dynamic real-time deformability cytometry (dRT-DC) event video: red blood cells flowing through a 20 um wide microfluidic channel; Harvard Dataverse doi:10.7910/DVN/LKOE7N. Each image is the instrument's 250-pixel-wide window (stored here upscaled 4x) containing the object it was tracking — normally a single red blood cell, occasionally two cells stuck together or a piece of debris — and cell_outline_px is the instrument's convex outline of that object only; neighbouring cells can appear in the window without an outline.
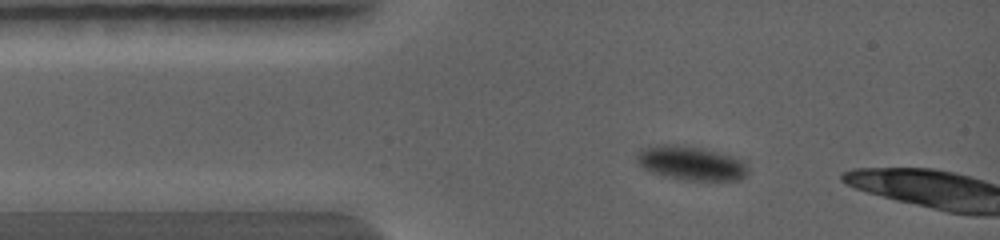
{"species": "common noctule bat (a hibernating species)", "species_latin": "Nyctalus noctula", "temperature_condition": "warm", "stored_images_in_passage": 22, "camera_frame_rate_fps": 5000, "um_per_image_px": 0.085, "animal": {"sex": "female", "body_mass_g": 19.0, "forearm_length_mm": 56.7}, "frame": {"image": 1, "passage_image": 1, "time_ms": 0.0, "image_size_px": [1000, 240], "cell_outline_px": [[740, 176], [736, 180], [684, 180], [664, 176], [652, 172], [644, 168], [640, 164], [640, 160], [644, 156], [652, 152], [692, 152], [724, 160], [740, 168]], "centroid_in_image_um": [58.63, 14.15], "position_along_channel_um": 26.4, "area_um2": 15.78}}
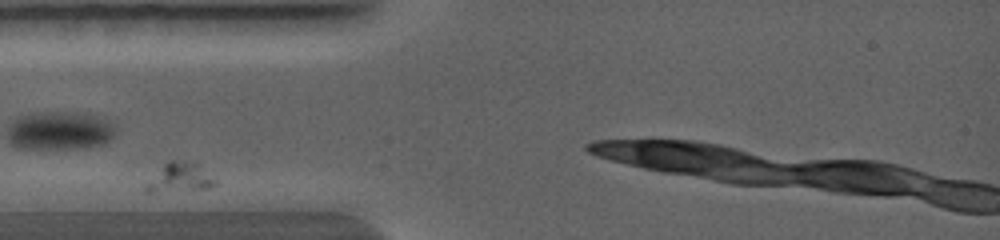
{"frame": {"image": 2, "passage_image": 4, "time_ms": 1.6, "image_size_px": [1000, 240], "cell_outline_px": [[216, 184], [208, 188], [152, 196], [148, 196], [144, 192], [144, 184], [168, 160], [184, 160], [192, 164], [216, 180]], "centroid_in_image_um": [15.09, 15.22], "position_along_channel_um": 69.9, "area_um2": 12.2}}
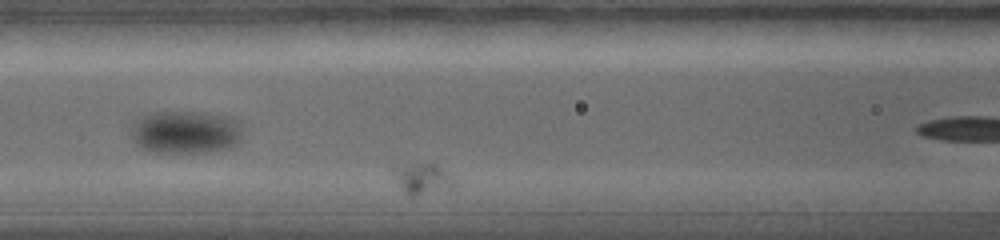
{"frame": {"image": 3, "passage_image": 7, "time_ms": 3.0, "image_size_px": [1000, 240], "cell_outline_px": [[456, 184], [452, 188], [412, 196], [408, 196], [404, 192], [396, 176], [396, 164], [436, 164], [456, 180]], "centroid_in_image_um": [35.97, 15.19], "position_along_channel_um": 130.6, "area_um2": 10.52}}